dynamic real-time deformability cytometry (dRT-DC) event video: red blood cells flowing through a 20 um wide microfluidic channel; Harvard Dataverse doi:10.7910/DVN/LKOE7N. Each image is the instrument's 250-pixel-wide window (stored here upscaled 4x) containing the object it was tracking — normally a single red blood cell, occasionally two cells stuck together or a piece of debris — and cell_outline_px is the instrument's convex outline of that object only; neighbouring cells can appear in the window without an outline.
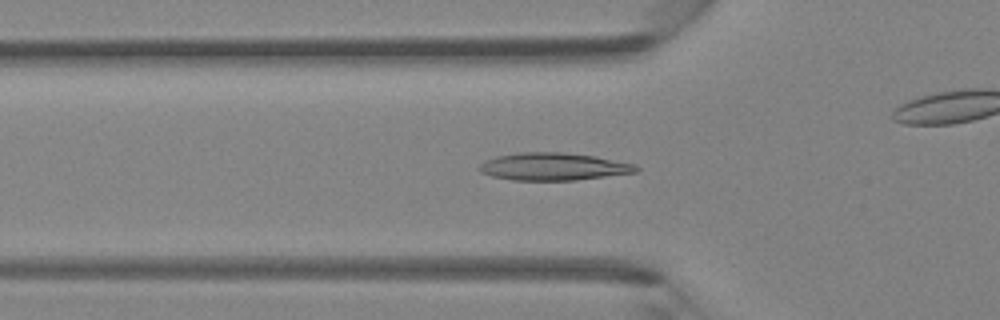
{"species": "Egyptian fruit bat (a non-hibernating species)", "species_latin": "Rousettus aegyptiacus", "temperature_condition": "room temperature", "stored_images_in_passage": 39, "camera_frame_rate_fps": 3000, "um_per_image_px": 0.085, "animal": {"sex": "female"}, "frame": {"image": 1, "passage_image": 8, "time_ms": 2.333, "image_size_px": [1000, 320], "cell_outline_px": [[640, 168], [636, 172], [576, 180], [512, 180], [492, 176], [480, 172], [476, 168], [484, 160], [496, 156], [516, 152], [564, 152], [596, 156], [636, 164]], "centroid_in_image_um": [47.01, 14.15], "position_along_channel_um": 78.8, "area_um2": 25.37}}
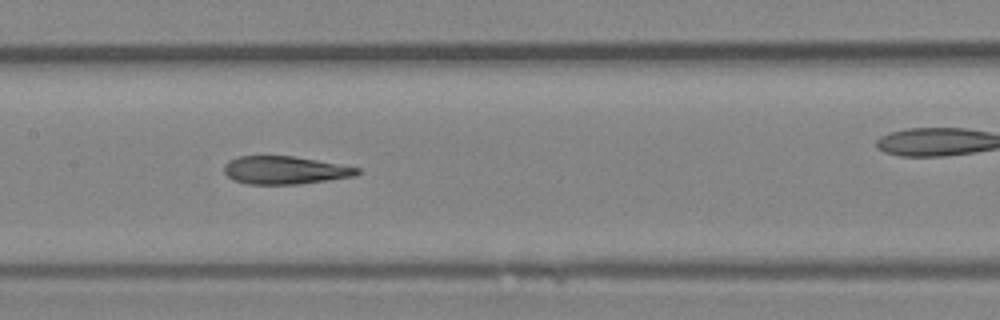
{"frame": {"image": 2, "passage_image": 15, "time_ms": 4.667, "image_size_px": [1000, 320], "cell_outline_px": [[360, 172], [356, 176], [300, 184], [248, 184], [232, 180], [224, 172], [224, 164], [228, 160], [236, 156], [292, 156], [316, 160], [360, 168]], "centroid_in_image_um": [24.18, 14.47], "position_along_channel_um": 183.2, "area_um2": 21.73}}
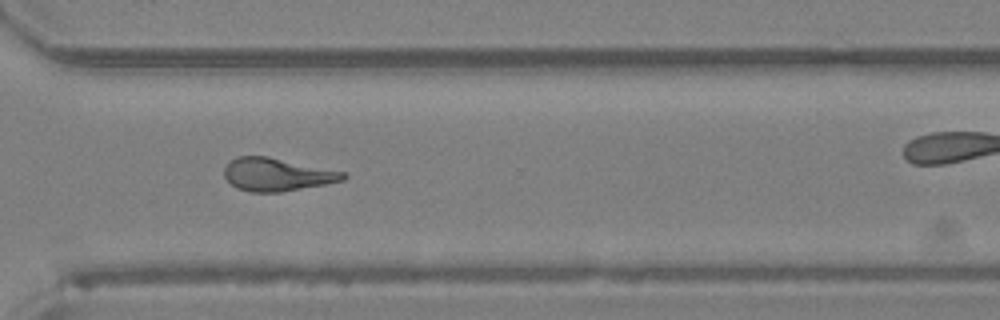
{"frame": {"image": 3, "passage_image": 26, "time_ms": 8.333, "image_size_px": [1000, 320], "cell_outline_px": [[348, 176], [344, 180], [324, 184], [280, 192], [248, 192], [236, 188], [224, 176], [224, 168], [236, 156], [268, 156], [344, 172]], "centroid_in_image_um": [23.52, 14.83], "position_along_channel_um": 347.1, "area_um2": 22.66}}